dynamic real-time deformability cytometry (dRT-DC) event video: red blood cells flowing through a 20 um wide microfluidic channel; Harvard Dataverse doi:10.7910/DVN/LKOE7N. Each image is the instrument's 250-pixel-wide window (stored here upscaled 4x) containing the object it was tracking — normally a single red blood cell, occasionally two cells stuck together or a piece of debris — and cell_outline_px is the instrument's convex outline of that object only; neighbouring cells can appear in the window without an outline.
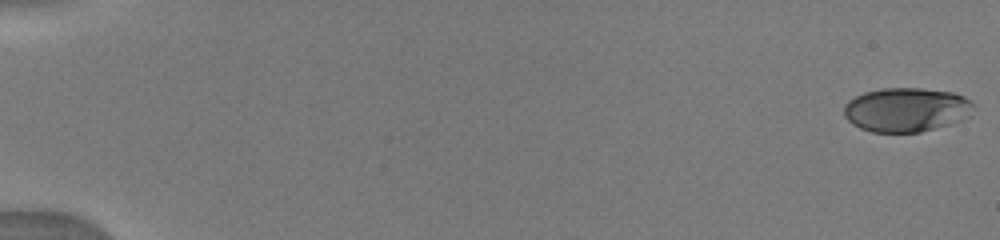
{"species": "human", "species_latin": "Homo sapiens", "temperature_condition": "warm", "stored_images_in_passage": 29, "camera_frame_rate_fps": 3000, "um_per_image_px": 0.085, "donor": {"sex": "male"}, "frame": {"image": 1, "passage_image": 1, "time_ms": 0.0, "image_size_px": [1000, 240], "cell_outline_px": [[976, 108], [960, 120], [948, 124], [920, 132], [872, 132], [860, 128], [852, 124], [844, 116], [844, 104], [848, 100], [864, 92], [884, 88], [920, 88], [956, 92], [972, 100]], "centroid_in_image_um": [77.03, 9.31], "position_along_channel_um": 8.0, "area_um2": 33.47}}